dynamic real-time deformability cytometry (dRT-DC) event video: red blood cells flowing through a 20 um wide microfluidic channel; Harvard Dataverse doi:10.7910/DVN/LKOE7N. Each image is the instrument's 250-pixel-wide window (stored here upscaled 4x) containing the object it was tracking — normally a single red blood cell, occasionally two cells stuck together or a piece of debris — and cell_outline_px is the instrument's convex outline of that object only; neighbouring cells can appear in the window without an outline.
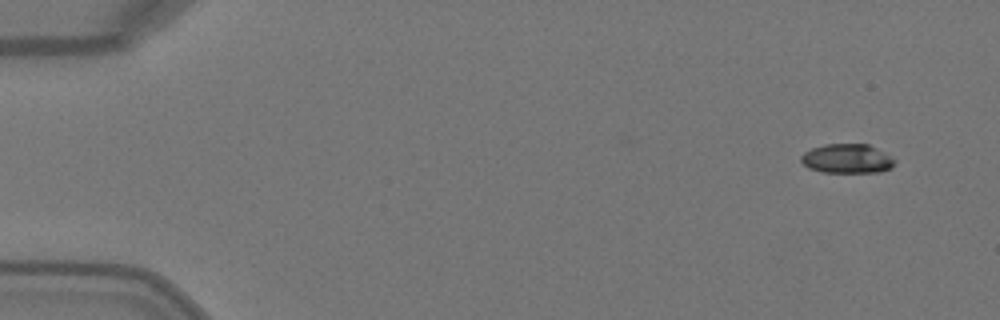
{"species": "Egyptian fruit bat (a non-hibernating species)", "species_latin": "Rousettus aegyptiacus", "temperature_condition": "warm", "stored_images_in_passage": 5, "camera_frame_rate_fps": 3000, "um_per_image_px": 0.085, "animal": {"sex": "female"}, "frame": {"image": 1, "passage_image": 1, "time_ms": 0.0, "image_size_px": [1000, 320], "cell_outline_px": [[896, 160], [892, 168], [880, 172], [824, 172], [808, 168], [800, 160], [800, 156], [804, 152], [812, 148], [824, 144], [868, 144], [892, 156]], "centroid_in_image_um": [72.02, 13.48], "position_along_channel_um": 13.0, "area_um2": 16.07}}